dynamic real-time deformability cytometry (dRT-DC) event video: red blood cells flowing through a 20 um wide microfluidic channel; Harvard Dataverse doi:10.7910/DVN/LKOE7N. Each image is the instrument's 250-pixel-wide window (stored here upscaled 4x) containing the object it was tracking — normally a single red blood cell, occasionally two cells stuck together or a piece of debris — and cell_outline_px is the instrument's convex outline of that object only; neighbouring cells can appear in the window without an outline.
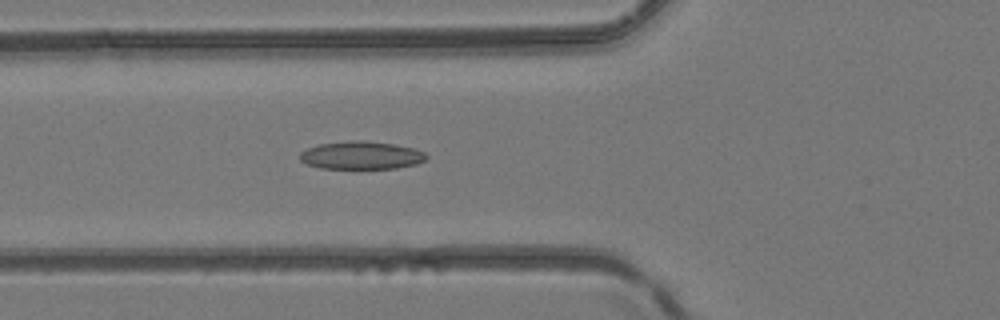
{"species": "common noctule bat (a hibernating species)", "species_latin": "Nyctalus noctula", "temperature_condition": "room temperature", "stored_images_in_passage": 49, "camera_frame_rate_fps": 3000, "um_per_image_px": 0.085, "animal": {"sex": "female", "body_mass_g": 24.6, "forearm_length_mm": 56.2}, "frame": {"image": 1, "passage_image": 19, "time_ms": 6.0, "image_size_px": [1000, 320], "cell_outline_px": [[428, 156], [424, 160], [416, 164], [396, 168], [320, 168], [308, 164], [300, 160], [300, 152], [308, 148], [320, 144], [352, 140], [364, 140], [392, 144], [416, 148], [424, 152]], "centroid_in_image_um": [30.72, 13.19], "position_along_channel_um": 95.1, "area_um2": 20.46}}
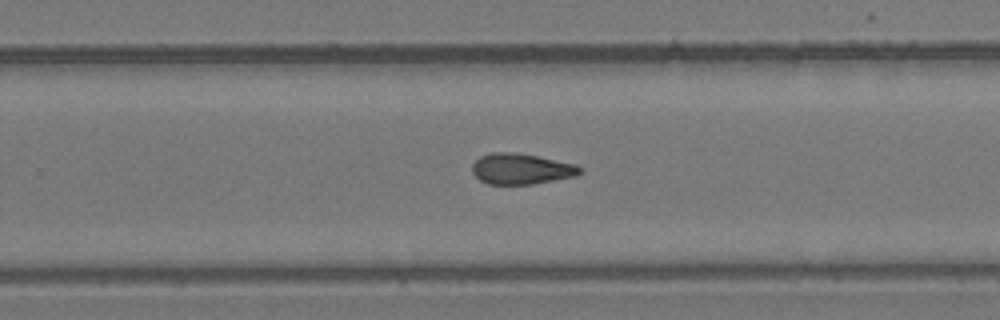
{"frame": {"image": 2, "passage_image": 32, "time_ms": 10.333, "image_size_px": [1000, 320], "cell_outline_px": [[584, 168], [576, 176], [532, 184], [488, 184], [480, 180], [472, 172], [472, 164], [480, 156], [492, 152], [516, 152], [576, 164]], "centroid_in_image_um": [44.3, 14.35], "position_along_channel_um": 285.5, "area_um2": 19.31}}
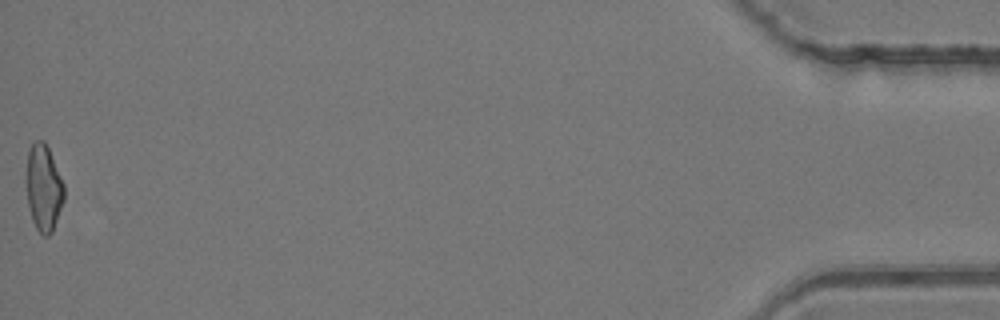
{"frame": {"image": 3, "passage_image": 49, "time_ms": 16.0, "image_size_px": [1000, 320], "cell_outline_px": [[64, 200], [52, 232], [48, 236], [44, 236], [36, 228], [32, 220], [28, 204], [24, 180], [28, 152], [32, 144], [36, 140], [44, 140], [48, 148], [64, 184]], "centroid_in_image_um": [3.68, 15.96], "position_along_channel_um": 431.5, "area_um2": 19.25}}